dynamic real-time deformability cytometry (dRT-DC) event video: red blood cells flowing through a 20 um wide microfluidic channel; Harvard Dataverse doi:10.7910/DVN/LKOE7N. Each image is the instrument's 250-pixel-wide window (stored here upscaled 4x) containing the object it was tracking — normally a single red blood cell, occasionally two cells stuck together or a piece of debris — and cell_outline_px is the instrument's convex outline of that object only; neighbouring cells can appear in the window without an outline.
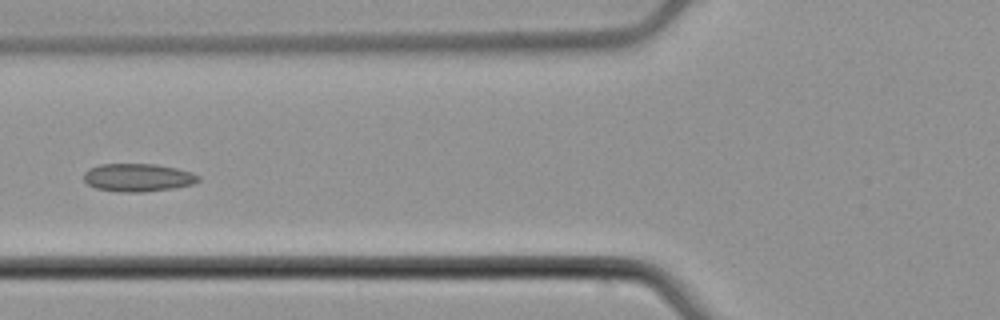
{"species": "common noctule bat (a hibernating species)", "species_latin": "Nyctalus noctula", "temperature_condition": "cold", "stored_images_in_passage": 6, "camera_frame_rate_fps": 3000, "um_per_image_px": 0.085, "animal": {"sex": "male", "body_mass_g": 21.5, "forearm_length_mm": 52.0}, "frame": {"image": 1, "passage_image": 5, "time_ms": 1.333, "image_size_px": [1000, 320], "cell_outline_px": [[200, 180], [192, 184], [172, 188], [144, 192], [120, 192], [96, 188], [88, 184], [84, 180], [84, 172], [88, 168], [100, 164], [156, 164], [176, 168], [192, 172], [200, 176]], "centroid_in_image_um": [11.71, 15.08], "position_along_channel_um": 114.1, "area_um2": 18.73}}
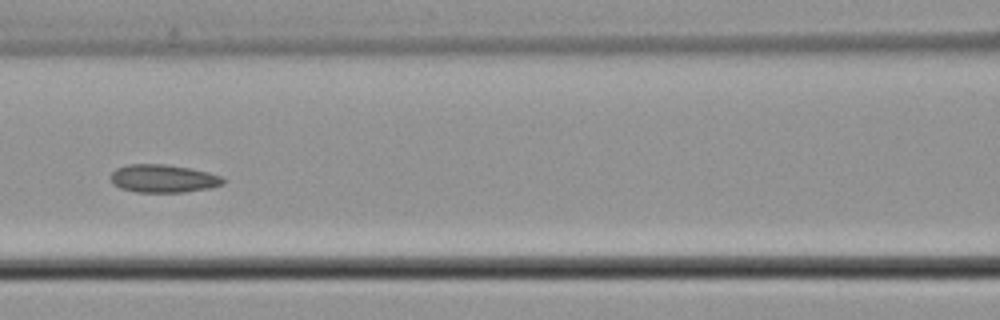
{"frame": {"image": 2, "passage_image": 6, "time_ms": 1.667, "image_size_px": [1000, 320], "cell_outline_px": [[224, 184], [212, 188], [184, 192], [136, 192], [120, 188], [112, 184], [112, 172], [116, 168], [128, 164], [164, 164], [192, 168], [208, 172], [220, 176], [224, 180]], "centroid_in_image_um": [13.89, 15.18], "position_along_channel_um": 152.7, "area_um2": 18.44}}